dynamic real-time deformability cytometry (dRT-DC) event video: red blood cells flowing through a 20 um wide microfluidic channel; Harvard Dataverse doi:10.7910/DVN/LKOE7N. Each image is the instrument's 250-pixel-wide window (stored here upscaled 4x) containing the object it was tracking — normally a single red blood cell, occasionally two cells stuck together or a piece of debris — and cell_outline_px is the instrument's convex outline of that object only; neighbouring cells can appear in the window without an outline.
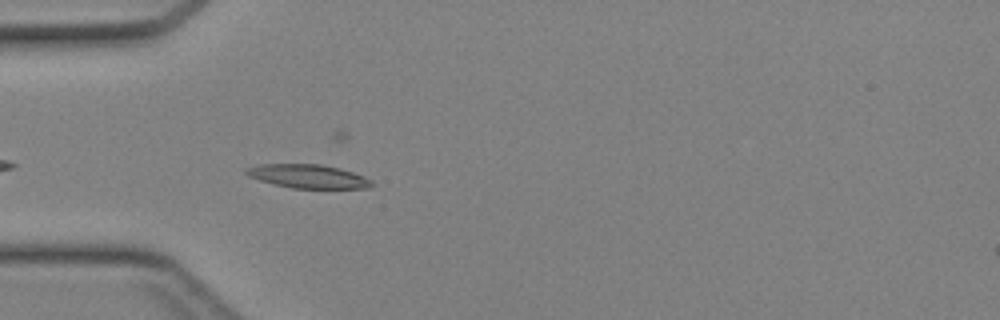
{"species": "Egyptian fruit bat (a non-hibernating species)", "species_latin": "Rousettus aegyptiacus", "temperature_condition": "cold", "stored_images_in_passage": 24, "camera_frame_rate_fps": 3000, "um_per_image_px": 0.085, "animal": {"sex": "female"}, "frame": {"image": 1, "passage_image": 3, "time_ms": 0.667, "image_size_px": [1000, 320], "cell_outline_px": [[376, 184], [368, 188], [292, 188], [260, 180], [248, 176], [244, 172], [244, 168], [260, 164], [320, 164], [340, 168], [364, 176], [372, 180]], "centroid_in_image_um": [26.2, 14.98], "position_along_channel_um": 58.8, "area_um2": 17.34}}
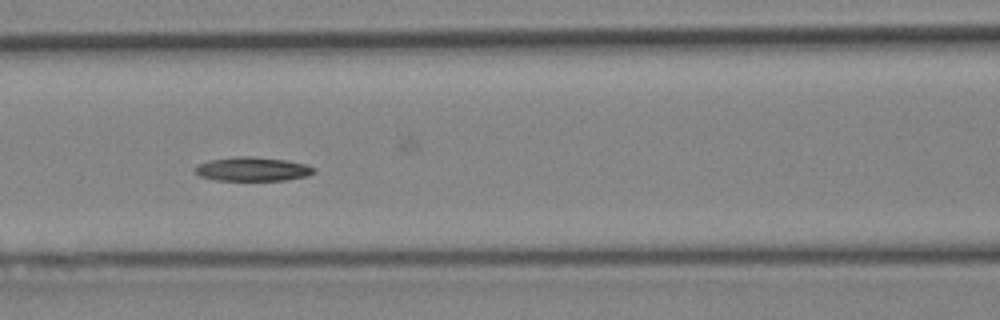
{"frame": {"image": 2, "passage_image": 9, "time_ms": 2.667, "image_size_px": [1000, 320], "cell_outline_px": [[316, 172], [304, 176], [284, 180], [216, 180], [200, 176], [196, 172], [196, 168], [200, 164], [212, 160], [236, 156], [252, 156], [284, 160], [304, 164], [316, 168]], "centroid_in_image_um": [21.49, 14.37], "position_along_channel_um": 145.1, "area_um2": 16.24}}
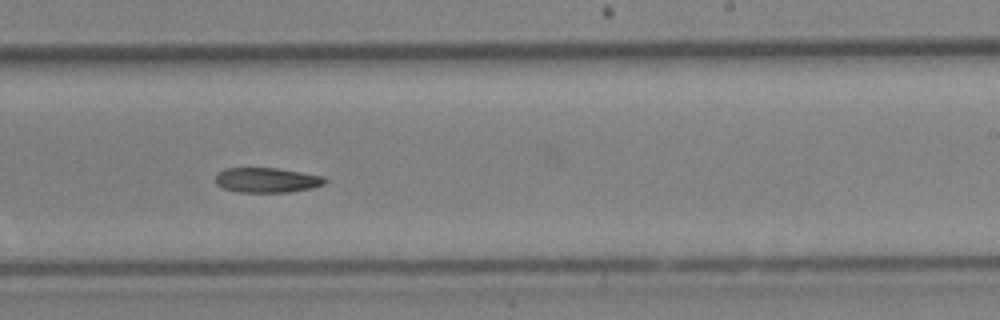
{"frame": {"image": 3, "passage_image": 17, "time_ms": 5.333, "image_size_px": [1000, 320], "cell_outline_px": [[328, 180], [324, 184], [312, 188], [288, 192], [240, 192], [224, 188], [216, 184], [216, 172], [224, 168], [276, 168], [324, 176]], "centroid_in_image_um": [22.68, 15.3], "position_along_channel_um": 266.3, "area_um2": 15.9}}